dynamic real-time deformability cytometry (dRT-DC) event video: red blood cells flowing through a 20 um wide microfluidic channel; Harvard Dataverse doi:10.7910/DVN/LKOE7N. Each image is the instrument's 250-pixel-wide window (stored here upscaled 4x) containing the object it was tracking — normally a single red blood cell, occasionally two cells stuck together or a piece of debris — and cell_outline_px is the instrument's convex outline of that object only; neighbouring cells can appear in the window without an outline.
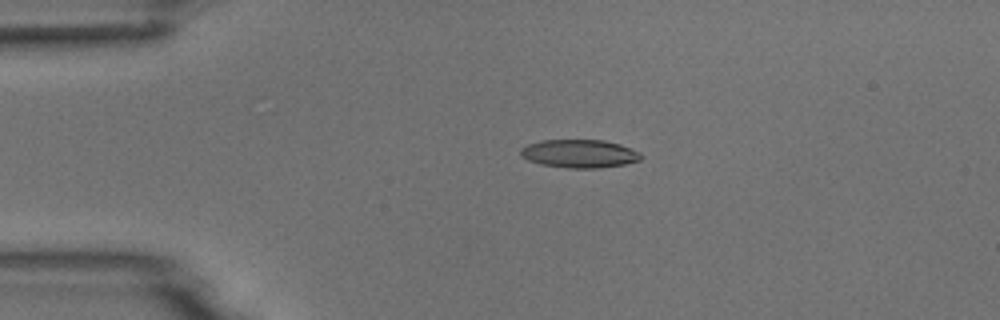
{"species": "common noctule bat (a hibernating species)", "species_latin": "Nyctalus noctula", "temperature_condition": "room temperature", "stored_images_in_passage": 5, "camera_frame_rate_fps": 3000, "um_per_image_px": 0.085, "animal": {"sex": "male", "body_mass_g": 18.8}, "frame": {"image": 1, "passage_image": 3, "time_ms": 2.333, "image_size_px": [1000, 320], "cell_outline_px": [[644, 156], [640, 160], [624, 164], [596, 168], [568, 168], [540, 164], [528, 160], [520, 156], [520, 148], [528, 144], [544, 140], [604, 140], [620, 144], [640, 152]], "centroid_in_image_um": [49.25, 13.06], "position_along_channel_um": 35.8, "area_um2": 19.83}}